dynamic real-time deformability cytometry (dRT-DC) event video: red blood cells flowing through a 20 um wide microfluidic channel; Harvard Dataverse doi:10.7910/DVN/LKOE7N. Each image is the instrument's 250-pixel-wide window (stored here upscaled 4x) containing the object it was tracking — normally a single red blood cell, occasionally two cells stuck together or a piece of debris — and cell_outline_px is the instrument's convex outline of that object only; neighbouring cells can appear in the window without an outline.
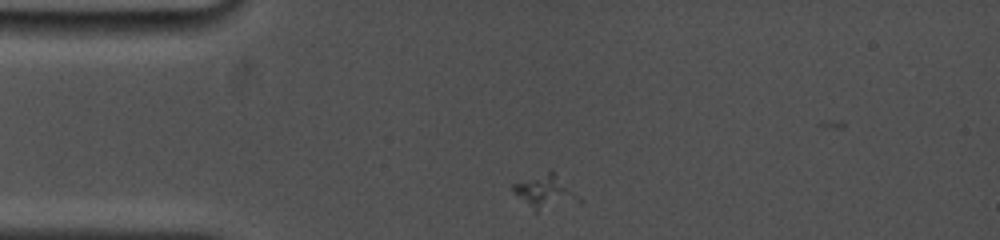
{"species": "common noctule bat (a hibernating species)", "species_latin": "Nyctalus noctula", "temperature_condition": "cold", "stored_images_in_passage": 41, "camera_frame_rate_fps": 5000, "um_per_image_px": 0.085, "animal": {"sex": "female", "body_mass_g": 19.0, "forearm_length_mm": 53.3}, "frame": {"image": 1, "passage_image": 1, "time_ms": 0.0, "image_size_px": [1000, 240], "cell_outline_px": [[584, 200], [580, 204], [536, 212], [512, 192], [512, 184], [552, 168]], "centroid_in_image_um": [46.43, 16.3], "position_along_channel_um": 38.6, "area_um2": 13.58}}
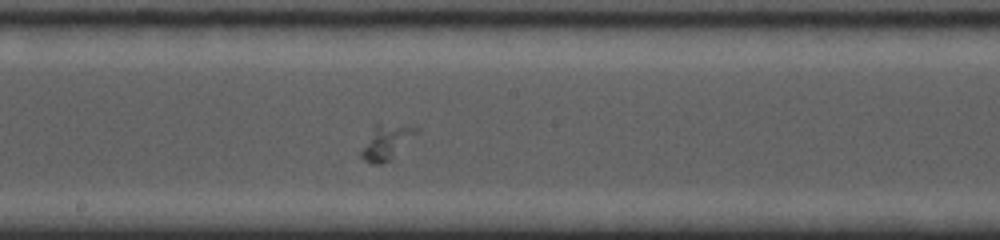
{"frame": {"image": 2, "passage_image": 17, "time_ms": 5.4, "image_size_px": [1000, 240], "cell_outline_px": [[420, 132], [392, 160], [380, 164], [372, 164], [364, 160], [360, 156], [360, 152], [376, 124], [380, 124], [420, 128]], "centroid_in_image_um": [32.89, 12.13], "position_along_channel_um": 215.3, "area_um2": 11.04}}
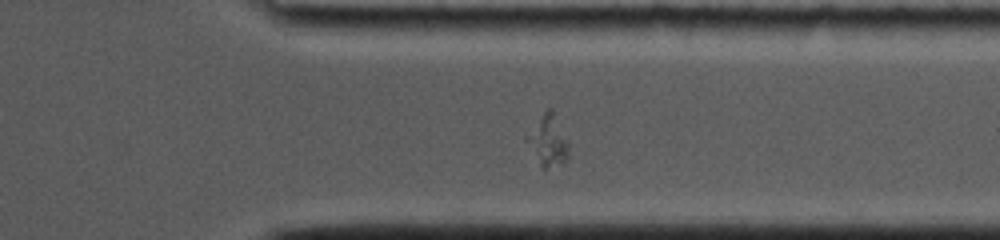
{"frame": {"image": 3, "passage_image": 34, "time_ms": 9.4, "image_size_px": [1000, 240], "cell_outline_px": [[568, 156], [564, 160], [544, 168], [524, 140], [524, 136], [544, 112], [548, 108], [552, 108], [568, 144]], "centroid_in_image_um": [46.54, 11.89], "position_along_channel_um": 364.9, "area_um2": 11.73}}